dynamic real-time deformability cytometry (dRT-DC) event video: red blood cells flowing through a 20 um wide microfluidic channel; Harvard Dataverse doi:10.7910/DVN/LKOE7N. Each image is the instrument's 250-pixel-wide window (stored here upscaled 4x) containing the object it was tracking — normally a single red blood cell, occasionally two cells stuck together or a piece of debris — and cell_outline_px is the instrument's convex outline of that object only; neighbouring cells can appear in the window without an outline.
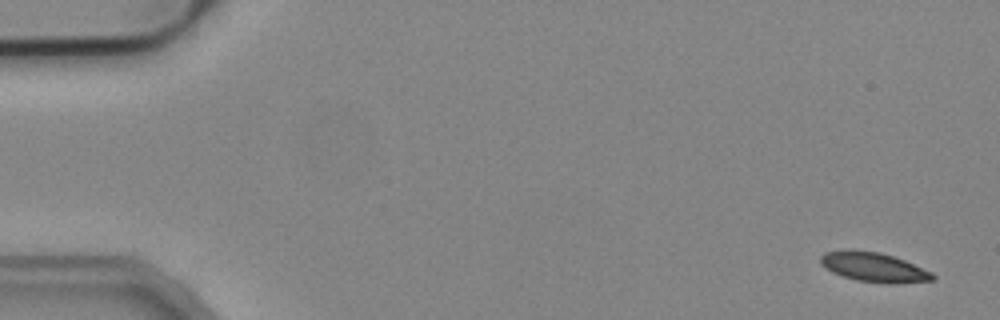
{"species": "common noctule bat (a hibernating species)", "species_latin": "Nyctalus noctula", "temperature_condition": "cold", "stored_images_in_passage": 52, "camera_frame_rate_fps": 3000, "um_per_image_px": 0.085, "animal": {"sex": "male", "body_mass_g": 19.2, "forearm_length_mm": 51.8}, "frame": {"image": 1, "passage_image": 1, "time_ms": 0.0, "image_size_px": [1000, 320], "cell_outline_px": [[936, 276], [932, 280], [896, 284], [892, 284], [856, 280], [832, 272], [820, 264], [820, 256], [824, 252], [880, 252], [904, 260], [932, 272]], "centroid_in_image_um": [74.32, 22.75], "position_along_channel_um": 10.7, "area_um2": 18.61}}
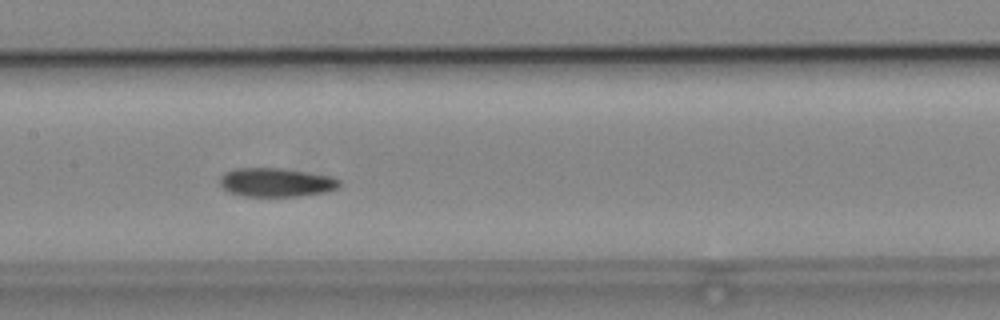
{"frame": {"image": 2, "passage_image": 25, "time_ms": 8.0, "image_size_px": [1000, 320], "cell_outline_px": [[340, 188], [328, 192], [300, 196], [244, 196], [228, 192], [220, 184], [220, 176], [224, 172], [236, 168], [284, 168], [332, 176], [340, 180]], "centroid_in_image_um": [23.51, 15.5], "position_along_channel_um": 183.9, "area_um2": 20.35}}
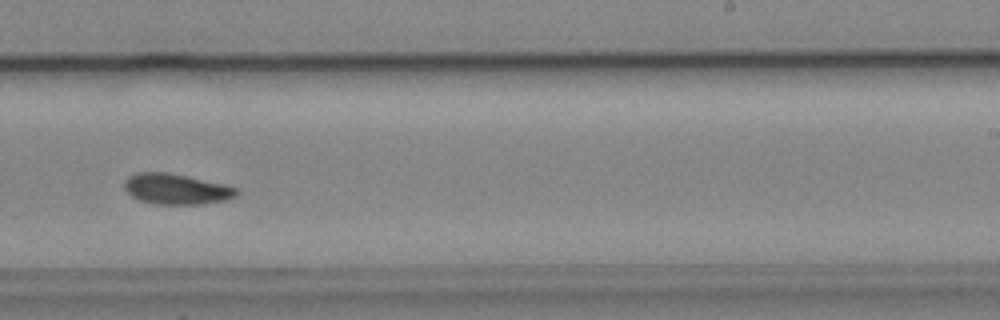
{"frame": {"image": 3, "passage_image": 32, "time_ms": 10.333, "image_size_px": [1000, 320], "cell_outline_px": [[240, 192], [236, 196], [224, 200], [204, 204], [156, 204], [140, 200], [132, 196], [124, 188], [124, 180], [128, 176], [136, 172], [168, 172], [224, 184], [236, 188]], "centroid_in_image_um": [14.97, 16.06], "position_along_channel_um": 274.0, "area_um2": 20.0}, "authors_computed_cell_mechanics": {"area_um2": 19.652, "velocity_mm_per_s": 3.8821, "shape_relaxation_time_tau1_ms": 5.1122, "shape_relaxation_time_tau2_ms": 7.9453, "deformation_change_tau1": 0.1356, "deformation_change_tau2": 0.127}}